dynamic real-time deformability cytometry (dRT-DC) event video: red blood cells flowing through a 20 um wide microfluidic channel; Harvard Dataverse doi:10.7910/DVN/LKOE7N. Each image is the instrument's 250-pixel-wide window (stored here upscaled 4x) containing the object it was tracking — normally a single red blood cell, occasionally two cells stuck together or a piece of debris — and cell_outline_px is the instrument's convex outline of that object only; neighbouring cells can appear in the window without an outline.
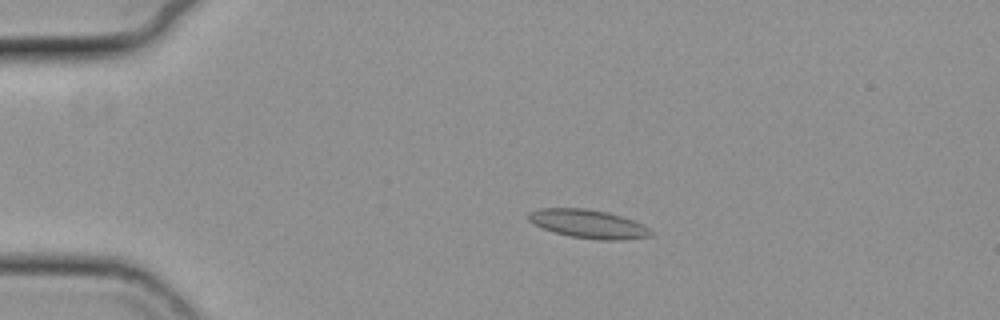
{"species": "common noctule bat (a hibernating species)", "species_latin": "Nyctalus noctula", "temperature_condition": "cold", "stored_images_in_passage": 10, "camera_frame_rate_fps": 3000, "um_per_image_px": 0.085, "animal": {"sex": "female", "body_mass_g": 19.3, "forearm_length_mm": 54.1}, "frame": {"image": 1, "passage_image": 6, "time_ms": 1.667, "image_size_px": [1000, 320], "cell_outline_px": [[656, 232], [652, 236], [624, 240], [600, 240], [568, 236], [532, 224], [528, 220], [528, 212], [540, 208], [584, 208], [608, 212], [644, 224]], "centroid_in_image_um": [50.05, 19.04], "position_along_channel_um": 35.0, "area_um2": 20.58}}